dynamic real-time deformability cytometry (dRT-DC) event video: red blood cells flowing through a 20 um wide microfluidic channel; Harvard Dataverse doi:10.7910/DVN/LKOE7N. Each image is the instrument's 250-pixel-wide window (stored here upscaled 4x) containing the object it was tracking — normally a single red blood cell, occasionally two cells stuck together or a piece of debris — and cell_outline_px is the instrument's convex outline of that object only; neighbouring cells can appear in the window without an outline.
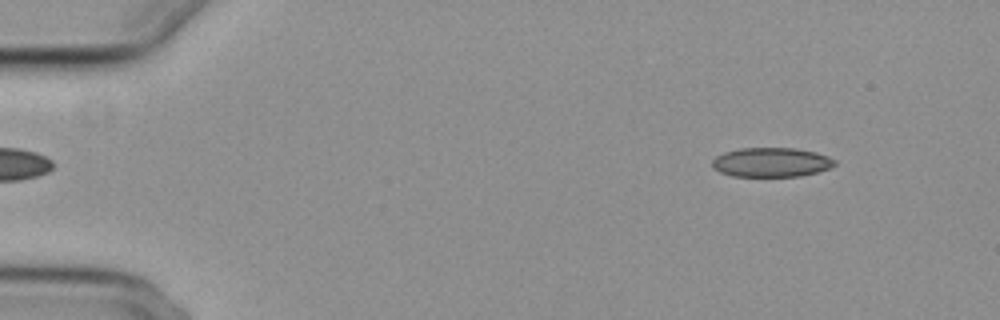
{"species": "common noctule bat (a hibernating species)", "species_latin": "Nyctalus noctula", "temperature_condition": "cold", "stored_images_in_passage": 52, "camera_frame_rate_fps": 3000, "um_per_image_px": 0.085, "animal": {"sex": "female", "body_mass_g": 29.2, "forearm_length_mm": 56.3}, "frame": {"image": 1, "passage_image": 3, "time_ms": 0.667, "image_size_px": [1000, 320], "cell_outline_px": [[836, 164], [828, 168], [816, 172], [800, 176], [732, 176], [720, 172], [712, 168], [712, 160], [716, 156], [724, 152], [740, 148], [796, 148], [816, 152], [828, 156], [836, 160]], "centroid_in_image_um": [65.54, 13.79], "position_along_channel_um": 19.5, "area_um2": 20.98}}
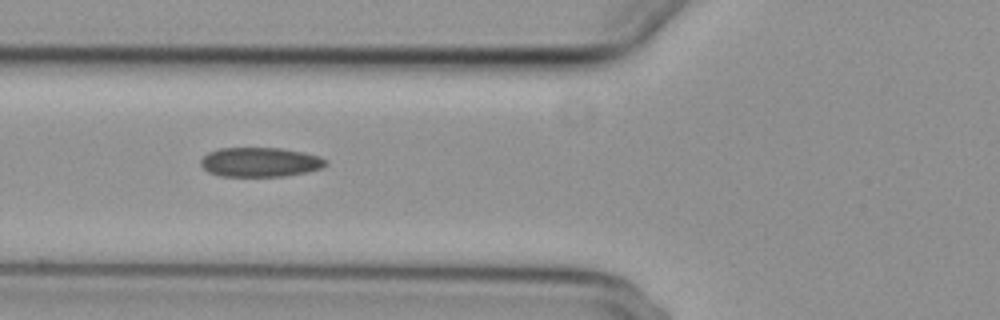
{"frame": {"image": 2, "passage_image": 18, "time_ms": 5.667, "image_size_px": [1000, 320], "cell_outline_px": [[328, 164], [324, 168], [308, 172], [284, 176], [220, 176], [208, 172], [200, 164], [200, 160], [208, 152], [220, 148], [280, 148], [304, 152], [320, 156], [328, 160]], "centroid_in_image_um": [22.15, 13.78], "position_along_channel_um": 103.6, "area_um2": 21.68}}
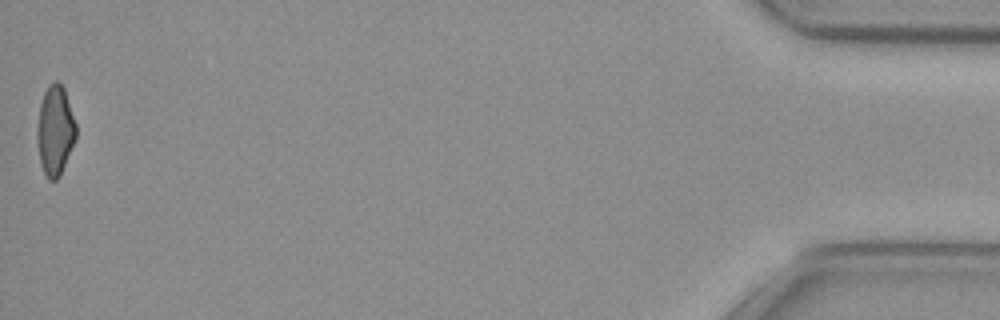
{"frame": {"image": 3, "passage_image": 52, "time_ms": 17.0, "image_size_px": [1000, 320], "cell_outline_px": [[76, 136], [60, 176], [56, 180], [48, 180], [40, 164], [36, 136], [36, 132], [40, 104], [44, 92], [48, 84], [52, 80], [56, 80], [64, 88], [76, 124]], "centroid_in_image_um": [4.66, 11.08], "position_along_channel_um": 430.5, "area_um2": 20.35}, "authors_computed_cell_mechanics": {"area_um2": 21.3571, "velocity_mm_per_s": 3.7455, "shape_relaxation_time_tau1_ms": null, "shape_relaxation_time_tau2_ms": 4.281, "deformation_change_tau1": null, "deformation_change_tau2": 0.1082}}